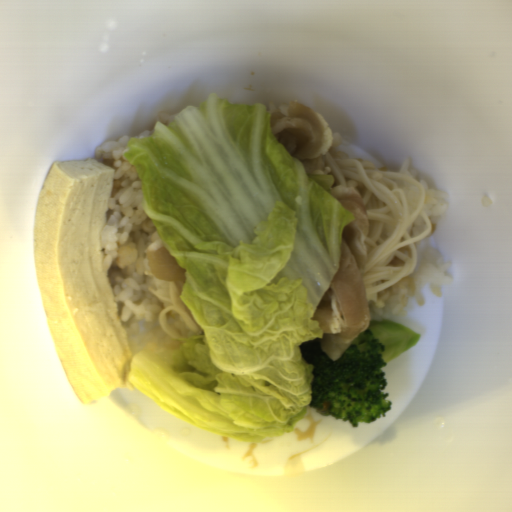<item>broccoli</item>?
<instances>
[{
    "mask_svg": "<svg viewBox=\"0 0 512 512\" xmlns=\"http://www.w3.org/2000/svg\"><path fill=\"white\" fill-rule=\"evenodd\" d=\"M336 360L321 348L319 339L301 342V356L312 364L311 402L317 413L333 415L343 424L371 422L391 408L381 392L387 382L383 367L416 345L421 335L390 319H374Z\"/></svg>",
    "mask_w": 512,
    "mask_h": 512,
    "instance_id": "1",
    "label": "broccoli"
}]
</instances>
